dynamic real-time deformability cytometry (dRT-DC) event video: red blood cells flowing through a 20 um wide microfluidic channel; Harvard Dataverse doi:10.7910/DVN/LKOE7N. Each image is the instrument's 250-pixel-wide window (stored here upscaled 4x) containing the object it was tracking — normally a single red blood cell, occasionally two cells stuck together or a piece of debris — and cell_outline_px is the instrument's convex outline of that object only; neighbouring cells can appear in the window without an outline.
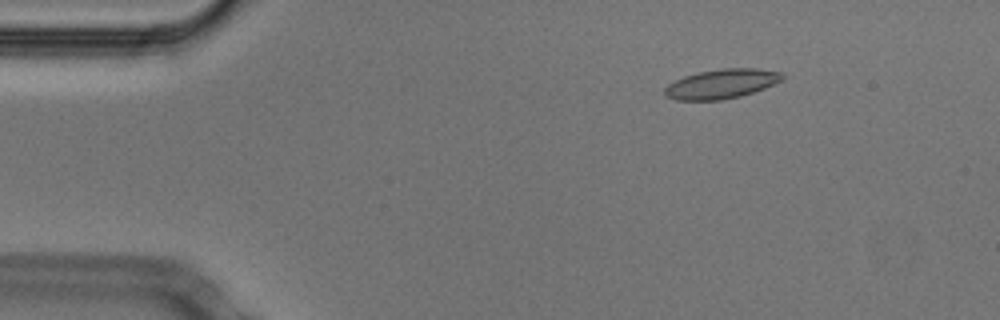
{"species": "Egyptian fruit bat (a non-hibernating species)", "species_latin": "Rousettus aegyptiacus", "temperature_condition": "cold", "stored_images_in_passage": 53, "camera_frame_rate_fps": 3000, "um_per_image_px": 0.085, "animal": {"sex": "male"}, "frame": {"image": 1, "passage_image": 8, "time_ms": 2.333, "image_size_px": [1000, 320], "cell_outline_px": [[784, 76], [780, 80], [764, 88], [740, 96], [720, 100], [676, 100], [664, 96], [664, 88], [668, 84], [684, 76], [696, 72], [720, 68], [756, 68], [784, 72]], "centroid_in_image_um": [61.29, 7.12], "position_along_channel_um": 23.7, "area_um2": 20.23}}
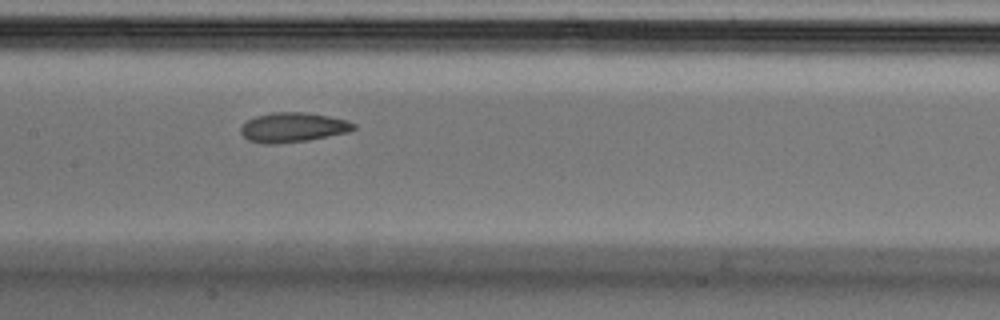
{"frame": {"image": 2, "passage_image": 26, "time_ms": 8.333, "image_size_px": [1000, 320], "cell_outline_px": [[356, 128], [348, 132], [308, 140], [276, 144], [264, 144], [248, 140], [240, 132], [240, 128], [248, 120], [256, 116], [272, 112], [304, 112], [328, 116], [348, 120], [356, 124]], "centroid_in_image_um": [24.91, 10.83], "position_along_channel_um": 182.5, "area_um2": 19.48}}
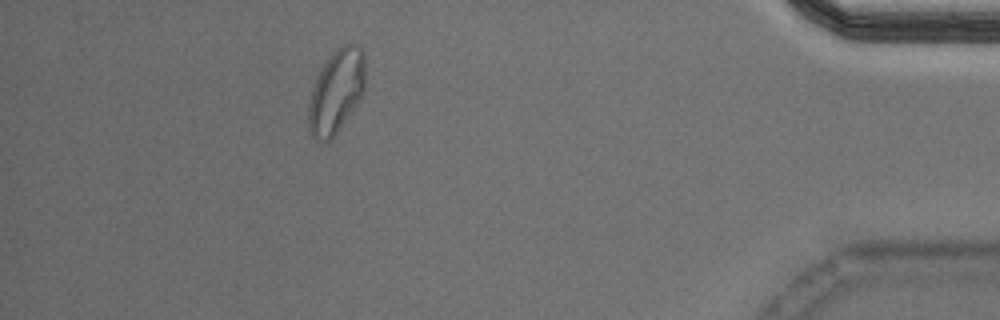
{"frame": {"image": 3, "passage_image": 48, "time_ms": 15.667, "image_size_px": [1000, 320], "cell_outline_px": [[364, 92], [332, 140], [316, 140], [308, 132], [308, 104], [312, 88], [324, 64], [332, 52], [336, 48], [348, 40], [352, 40], [364, 52]], "centroid_in_image_um": [28.58, 7.74], "position_along_channel_um": 406.6, "area_um2": 27.74}, "authors_computed_cell_mechanics": {"area_um2": 20.0566, "velocity_mm_per_s": 3.7549, "shape_relaxation_time_tau1_ms": 5.3924, "shape_relaxation_time_tau2_ms": 2.0701, "deformation_change_tau1": 0.1427, "deformation_change_tau2": 0.0771}}